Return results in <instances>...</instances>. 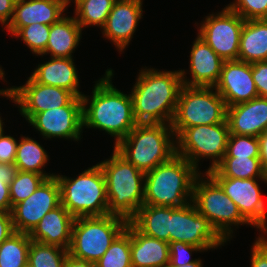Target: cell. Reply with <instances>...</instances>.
I'll return each mask as SVG.
<instances>
[{"instance_id":"obj_1","label":"cell","mask_w":267,"mask_h":267,"mask_svg":"<svg viewBox=\"0 0 267 267\" xmlns=\"http://www.w3.org/2000/svg\"><path fill=\"white\" fill-rule=\"evenodd\" d=\"M113 69L95 81L92 95H83V129H99L114 137L116 145L138 124L133 115L132 98L117 89L112 83Z\"/></svg>"},{"instance_id":"obj_2","label":"cell","mask_w":267,"mask_h":267,"mask_svg":"<svg viewBox=\"0 0 267 267\" xmlns=\"http://www.w3.org/2000/svg\"><path fill=\"white\" fill-rule=\"evenodd\" d=\"M139 70L130 92L133 115L137 123L171 124L182 87L180 70Z\"/></svg>"},{"instance_id":"obj_3","label":"cell","mask_w":267,"mask_h":267,"mask_svg":"<svg viewBox=\"0 0 267 267\" xmlns=\"http://www.w3.org/2000/svg\"><path fill=\"white\" fill-rule=\"evenodd\" d=\"M200 173L188 160L175 154L145 173L143 205L185 206L192 202L194 182Z\"/></svg>"},{"instance_id":"obj_4","label":"cell","mask_w":267,"mask_h":267,"mask_svg":"<svg viewBox=\"0 0 267 267\" xmlns=\"http://www.w3.org/2000/svg\"><path fill=\"white\" fill-rule=\"evenodd\" d=\"M98 164L105 177L109 214L130 221L144 202L145 173L115 149L110 158Z\"/></svg>"},{"instance_id":"obj_5","label":"cell","mask_w":267,"mask_h":267,"mask_svg":"<svg viewBox=\"0 0 267 267\" xmlns=\"http://www.w3.org/2000/svg\"><path fill=\"white\" fill-rule=\"evenodd\" d=\"M113 148L146 173L176 154V136L171 124L138 123Z\"/></svg>"},{"instance_id":"obj_6","label":"cell","mask_w":267,"mask_h":267,"mask_svg":"<svg viewBox=\"0 0 267 267\" xmlns=\"http://www.w3.org/2000/svg\"><path fill=\"white\" fill-rule=\"evenodd\" d=\"M61 204L74 217L108 215V199L103 171L97 163L71 178L55 174Z\"/></svg>"},{"instance_id":"obj_7","label":"cell","mask_w":267,"mask_h":267,"mask_svg":"<svg viewBox=\"0 0 267 267\" xmlns=\"http://www.w3.org/2000/svg\"><path fill=\"white\" fill-rule=\"evenodd\" d=\"M128 222L113 214L75 218L68 254L95 263L126 229Z\"/></svg>"},{"instance_id":"obj_8","label":"cell","mask_w":267,"mask_h":267,"mask_svg":"<svg viewBox=\"0 0 267 267\" xmlns=\"http://www.w3.org/2000/svg\"><path fill=\"white\" fill-rule=\"evenodd\" d=\"M226 117L227 105L214 87L182 85L171 127L177 136L185 128L223 123Z\"/></svg>"},{"instance_id":"obj_9","label":"cell","mask_w":267,"mask_h":267,"mask_svg":"<svg viewBox=\"0 0 267 267\" xmlns=\"http://www.w3.org/2000/svg\"><path fill=\"white\" fill-rule=\"evenodd\" d=\"M192 202L226 242L234 236L233 226L250 225L237 205L208 173H200L195 179Z\"/></svg>"},{"instance_id":"obj_10","label":"cell","mask_w":267,"mask_h":267,"mask_svg":"<svg viewBox=\"0 0 267 267\" xmlns=\"http://www.w3.org/2000/svg\"><path fill=\"white\" fill-rule=\"evenodd\" d=\"M230 131L227 120L214 125L183 129L176 136V154L188 160L198 171L201 159H211L204 173L213 170L226 154Z\"/></svg>"},{"instance_id":"obj_11","label":"cell","mask_w":267,"mask_h":267,"mask_svg":"<svg viewBox=\"0 0 267 267\" xmlns=\"http://www.w3.org/2000/svg\"><path fill=\"white\" fill-rule=\"evenodd\" d=\"M176 241L201 247L206 252L227 243L209 220L198 212L193 202L182 207H171L169 243Z\"/></svg>"},{"instance_id":"obj_12","label":"cell","mask_w":267,"mask_h":267,"mask_svg":"<svg viewBox=\"0 0 267 267\" xmlns=\"http://www.w3.org/2000/svg\"><path fill=\"white\" fill-rule=\"evenodd\" d=\"M198 35L224 61L238 60L240 36L245 20L225 6L201 21Z\"/></svg>"},{"instance_id":"obj_13","label":"cell","mask_w":267,"mask_h":267,"mask_svg":"<svg viewBox=\"0 0 267 267\" xmlns=\"http://www.w3.org/2000/svg\"><path fill=\"white\" fill-rule=\"evenodd\" d=\"M225 194L237 205L242 217L257 228L261 235L267 234V208L263 200L258 180L267 184V178L239 179L212 177Z\"/></svg>"},{"instance_id":"obj_14","label":"cell","mask_w":267,"mask_h":267,"mask_svg":"<svg viewBox=\"0 0 267 267\" xmlns=\"http://www.w3.org/2000/svg\"><path fill=\"white\" fill-rule=\"evenodd\" d=\"M28 123L46 140L79 141L83 133L82 98L75 96L66 106L36 113Z\"/></svg>"},{"instance_id":"obj_15","label":"cell","mask_w":267,"mask_h":267,"mask_svg":"<svg viewBox=\"0 0 267 267\" xmlns=\"http://www.w3.org/2000/svg\"><path fill=\"white\" fill-rule=\"evenodd\" d=\"M60 204V187L56 177L46 179L28 198L12 207L15 232L29 234L46 213Z\"/></svg>"},{"instance_id":"obj_16","label":"cell","mask_w":267,"mask_h":267,"mask_svg":"<svg viewBox=\"0 0 267 267\" xmlns=\"http://www.w3.org/2000/svg\"><path fill=\"white\" fill-rule=\"evenodd\" d=\"M15 105L28 122L36 113L66 106L75 95L69 90L38 83L31 75L24 85L12 86Z\"/></svg>"},{"instance_id":"obj_17","label":"cell","mask_w":267,"mask_h":267,"mask_svg":"<svg viewBox=\"0 0 267 267\" xmlns=\"http://www.w3.org/2000/svg\"><path fill=\"white\" fill-rule=\"evenodd\" d=\"M227 107L259 97L252 77V65L241 60L224 61L214 86Z\"/></svg>"},{"instance_id":"obj_18","label":"cell","mask_w":267,"mask_h":267,"mask_svg":"<svg viewBox=\"0 0 267 267\" xmlns=\"http://www.w3.org/2000/svg\"><path fill=\"white\" fill-rule=\"evenodd\" d=\"M143 0H116L102 29L119 52L129 45L139 21L143 18Z\"/></svg>"},{"instance_id":"obj_19","label":"cell","mask_w":267,"mask_h":267,"mask_svg":"<svg viewBox=\"0 0 267 267\" xmlns=\"http://www.w3.org/2000/svg\"><path fill=\"white\" fill-rule=\"evenodd\" d=\"M189 72L180 70L182 84L186 86L214 87L221 75L224 60L198 34L193 42L189 56Z\"/></svg>"},{"instance_id":"obj_20","label":"cell","mask_w":267,"mask_h":267,"mask_svg":"<svg viewBox=\"0 0 267 267\" xmlns=\"http://www.w3.org/2000/svg\"><path fill=\"white\" fill-rule=\"evenodd\" d=\"M72 0H16L14 15L4 29L14 36L22 27L33 23L52 25L70 6Z\"/></svg>"},{"instance_id":"obj_21","label":"cell","mask_w":267,"mask_h":267,"mask_svg":"<svg viewBox=\"0 0 267 267\" xmlns=\"http://www.w3.org/2000/svg\"><path fill=\"white\" fill-rule=\"evenodd\" d=\"M226 120L230 134L258 137L267 127V98L257 97L227 107Z\"/></svg>"},{"instance_id":"obj_22","label":"cell","mask_w":267,"mask_h":267,"mask_svg":"<svg viewBox=\"0 0 267 267\" xmlns=\"http://www.w3.org/2000/svg\"><path fill=\"white\" fill-rule=\"evenodd\" d=\"M74 217L60 204L41 219L29 233L31 240L69 249Z\"/></svg>"},{"instance_id":"obj_23","label":"cell","mask_w":267,"mask_h":267,"mask_svg":"<svg viewBox=\"0 0 267 267\" xmlns=\"http://www.w3.org/2000/svg\"><path fill=\"white\" fill-rule=\"evenodd\" d=\"M77 71L73 58L50 57V60L38 64L31 76L38 83L69 90L81 98L84 93L79 90Z\"/></svg>"},{"instance_id":"obj_24","label":"cell","mask_w":267,"mask_h":267,"mask_svg":"<svg viewBox=\"0 0 267 267\" xmlns=\"http://www.w3.org/2000/svg\"><path fill=\"white\" fill-rule=\"evenodd\" d=\"M132 267H166L169 264V243L141 233L130 222Z\"/></svg>"},{"instance_id":"obj_25","label":"cell","mask_w":267,"mask_h":267,"mask_svg":"<svg viewBox=\"0 0 267 267\" xmlns=\"http://www.w3.org/2000/svg\"><path fill=\"white\" fill-rule=\"evenodd\" d=\"M83 29L75 17L64 15L50 25L46 50L39 56L50 54V57L73 58L72 53L80 44Z\"/></svg>"},{"instance_id":"obj_26","label":"cell","mask_w":267,"mask_h":267,"mask_svg":"<svg viewBox=\"0 0 267 267\" xmlns=\"http://www.w3.org/2000/svg\"><path fill=\"white\" fill-rule=\"evenodd\" d=\"M238 60L247 63L267 61V19L245 20Z\"/></svg>"},{"instance_id":"obj_27","label":"cell","mask_w":267,"mask_h":267,"mask_svg":"<svg viewBox=\"0 0 267 267\" xmlns=\"http://www.w3.org/2000/svg\"><path fill=\"white\" fill-rule=\"evenodd\" d=\"M130 222L144 235L169 243L171 207L142 205Z\"/></svg>"},{"instance_id":"obj_28","label":"cell","mask_w":267,"mask_h":267,"mask_svg":"<svg viewBox=\"0 0 267 267\" xmlns=\"http://www.w3.org/2000/svg\"><path fill=\"white\" fill-rule=\"evenodd\" d=\"M49 157L48 152L34 138L21 135L14 161L19 171L41 174L47 179L54 177L55 173H46L43 169L48 164Z\"/></svg>"},{"instance_id":"obj_29","label":"cell","mask_w":267,"mask_h":267,"mask_svg":"<svg viewBox=\"0 0 267 267\" xmlns=\"http://www.w3.org/2000/svg\"><path fill=\"white\" fill-rule=\"evenodd\" d=\"M207 173L211 177L266 178L259 157H224L213 170Z\"/></svg>"},{"instance_id":"obj_30","label":"cell","mask_w":267,"mask_h":267,"mask_svg":"<svg viewBox=\"0 0 267 267\" xmlns=\"http://www.w3.org/2000/svg\"><path fill=\"white\" fill-rule=\"evenodd\" d=\"M116 0H73L74 17L82 29L102 28Z\"/></svg>"},{"instance_id":"obj_31","label":"cell","mask_w":267,"mask_h":267,"mask_svg":"<svg viewBox=\"0 0 267 267\" xmlns=\"http://www.w3.org/2000/svg\"><path fill=\"white\" fill-rule=\"evenodd\" d=\"M31 238L15 232L0 244V267H23L28 261Z\"/></svg>"},{"instance_id":"obj_32","label":"cell","mask_w":267,"mask_h":267,"mask_svg":"<svg viewBox=\"0 0 267 267\" xmlns=\"http://www.w3.org/2000/svg\"><path fill=\"white\" fill-rule=\"evenodd\" d=\"M96 267H132L130 250V221L113 241L105 254L95 262Z\"/></svg>"},{"instance_id":"obj_33","label":"cell","mask_w":267,"mask_h":267,"mask_svg":"<svg viewBox=\"0 0 267 267\" xmlns=\"http://www.w3.org/2000/svg\"><path fill=\"white\" fill-rule=\"evenodd\" d=\"M68 250L31 240L28 263L32 267H64Z\"/></svg>"},{"instance_id":"obj_34","label":"cell","mask_w":267,"mask_h":267,"mask_svg":"<svg viewBox=\"0 0 267 267\" xmlns=\"http://www.w3.org/2000/svg\"><path fill=\"white\" fill-rule=\"evenodd\" d=\"M47 178L41 174L18 171L9 184L11 206L28 198Z\"/></svg>"},{"instance_id":"obj_35","label":"cell","mask_w":267,"mask_h":267,"mask_svg":"<svg viewBox=\"0 0 267 267\" xmlns=\"http://www.w3.org/2000/svg\"><path fill=\"white\" fill-rule=\"evenodd\" d=\"M50 25L33 23L22 27L13 37L23 41L32 54L41 55L46 50Z\"/></svg>"},{"instance_id":"obj_36","label":"cell","mask_w":267,"mask_h":267,"mask_svg":"<svg viewBox=\"0 0 267 267\" xmlns=\"http://www.w3.org/2000/svg\"><path fill=\"white\" fill-rule=\"evenodd\" d=\"M224 157H259L258 137L230 134Z\"/></svg>"},{"instance_id":"obj_37","label":"cell","mask_w":267,"mask_h":267,"mask_svg":"<svg viewBox=\"0 0 267 267\" xmlns=\"http://www.w3.org/2000/svg\"><path fill=\"white\" fill-rule=\"evenodd\" d=\"M227 7L244 20L267 19V0H234Z\"/></svg>"},{"instance_id":"obj_38","label":"cell","mask_w":267,"mask_h":267,"mask_svg":"<svg viewBox=\"0 0 267 267\" xmlns=\"http://www.w3.org/2000/svg\"><path fill=\"white\" fill-rule=\"evenodd\" d=\"M18 168L15 163H0V210L11 212L9 184L16 177Z\"/></svg>"},{"instance_id":"obj_39","label":"cell","mask_w":267,"mask_h":267,"mask_svg":"<svg viewBox=\"0 0 267 267\" xmlns=\"http://www.w3.org/2000/svg\"><path fill=\"white\" fill-rule=\"evenodd\" d=\"M205 252L201 247H197L184 242L169 243V264L167 266H180L192 263L197 260L191 259L192 253Z\"/></svg>"},{"instance_id":"obj_40","label":"cell","mask_w":267,"mask_h":267,"mask_svg":"<svg viewBox=\"0 0 267 267\" xmlns=\"http://www.w3.org/2000/svg\"><path fill=\"white\" fill-rule=\"evenodd\" d=\"M251 246V267H267V237L260 233Z\"/></svg>"},{"instance_id":"obj_41","label":"cell","mask_w":267,"mask_h":267,"mask_svg":"<svg viewBox=\"0 0 267 267\" xmlns=\"http://www.w3.org/2000/svg\"><path fill=\"white\" fill-rule=\"evenodd\" d=\"M18 140L11 135L0 132V163H14Z\"/></svg>"},{"instance_id":"obj_42","label":"cell","mask_w":267,"mask_h":267,"mask_svg":"<svg viewBox=\"0 0 267 267\" xmlns=\"http://www.w3.org/2000/svg\"><path fill=\"white\" fill-rule=\"evenodd\" d=\"M252 77L259 97L267 98V61L254 62Z\"/></svg>"},{"instance_id":"obj_43","label":"cell","mask_w":267,"mask_h":267,"mask_svg":"<svg viewBox=\"0 0 267 267\" xmlns=\"http://www.w3.org/2000/svg\"><path fill=\"white\" fill-rule=\"evenodd\" d=\"M13 233H15V229L13 226L11 212L0 210V244Z\"/></svg>"},{"instance_id":"obj_44","label":"cell","mask_w":267,"mask_h":267,"mask_svg":"<svg viewBox=\"0 0 267 267\" xmlns=\"http://www.w3.org/2000/svg\"><path fill=\"white\" fill-rule=\"evenodd\" d=\"M16 0H0V23L6 28L14 15Z\"/></svg>"},{"instance_id":"obj_45","label":"cell","mask_w":267,"mask_h":267,"mask_svg":"<svg viewBox=\"0 0 267 267\" xmlns=\"http://www.w3.org/2000/svg\"><path fill=\"white\" fill-rule=\"evenodd\" d=\"M259 140V159L263 172L267 178V127L258 136Z\"/></svg>"},{"instance_id":"obj_46","label":"cell","mask_w":267,"mask_h":267,"mask_svg":"<svg viewBox=\"0 0 267 267\" xmlns=\"http://www.w3.org/2000/svg\"><path fill=\"white\" fill-rule=\"evenodd\" d=\"M64 267H96L94 262L74 258L67 255Z\"/></svg>"},{"instance_id":"obj_47","label":"cell","mask_w":267,"mask_h":267,"mask_svg":"<svg viewBox=\"0 0 267 267\" xmlns=\"http://www.w3.org/2000/svg\"><path fill=\"white\" fill-rule=\"evenodd\" d=\"M5 71L4 69H2L1 65H0V80H3V81H6L5 80ZM0 96H3V97H7V99H10L12 100L13 103H15V97H14V91L12 89V87L10 88H7L6 89H0Z\"/></svg>"},{"instance_id":"obj_48","label":"cell","mask_w":267,"mask_h":267,"mask_svg":"<svg viewBox=\"0 0 267 267\" xmlns=\"http://www.w3.org/2000/svg\"><path fill=\"white\" fill-rule=\"evenodd\" d=\"M203 262L200 258H198L196 261L185 264V265H180V266H166V267H203Z\"/></svg>"},{"instance_id":"obj_49","label":"cell","mask_w":267,"mask_h":267,"mask_svg":"<svg viewBox=\"0 0 267 267\" xmlns=\"http://www.w3.org/2000/svg\"><path fill=\"white\" fill-rule=\"evenodd\" d=\"M0 115H1V114H0ZM1 117H2V116H0V132L4 130L3 127H4V125H5Z\"/></svg>"},{"instance_id":"obj_50","label":"cell","mask_w":267,"mask_h":267,"mask_svg":"<svg viewBox=\"0 0 267 267\" xmlns=\"http://www.w3.org/2000/svg\"><path fill=\"white\" fill-rule=\"evenodd\" d=\"M23 267H32L28 262Z\"/></svg>"}]
</instances>
